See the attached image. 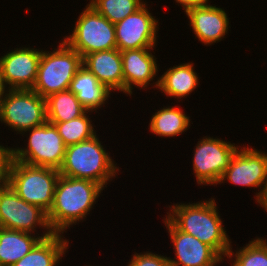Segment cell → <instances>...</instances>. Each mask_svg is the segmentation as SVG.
Returning a JSON list of instances; mask_svg holds the SVG:
<instances>
[{
	"label": "cell",
	"instance_id": "1",
	"mask_svg": "<svg viewBox=\"0 0 267 266\" xmlns=\"http://www.w3.org/2000/svg\"><path fill=\"white\" fill-rule=\"evenodd\" d=\"M214 198L197 203H176L169 206L167 217L180 231L211 246L223 259L232 246L223 227Z\"/></svg>",
	"mask_w": 267,
	"mask_h": 266
},
{
	"label": "cell",
	"instance_id": "2",
	"mask_svg": "<svg viewBox=\"0 0 267 266\" xmlns=\"http://www.w3.org/2000/svg\"><path fill=\"white\" fill-rule=\"evenodd\" d=\"M103 190L104 188L94 181L60 175L52 207L47 213L51 230L64 234L72 225L84 221Z\"/></svg>",
	"mask_w": 267,
	"mask_h": 266
},
{
	"label": "cell",
	"instance_id": "3",
	"mask_svg": "<svg viewBox=\"0 0 267 266\" xmlns=\"http://www.w3.org/2000/svg\"><path fill=\"white\" fill-rule=\"evenodd\" d=\"M101 144L96 134L91 139L67 146L60 175L91 180L107 188L117 176L119 166Z\"/></svg>",
	"mask_w": 267,
	"mask_h": 266
},
{
	"label": "cell",
	"instance_id": "4",
	"mask_svg": "<svg viewBox=\"0 0 267 266\" xmlns=\"http://www.w3.org/2000/svg\"><path fill=\"white\" fill-rule=\"evenodd\" d=\"M59 176L57 169L27 165L10 157L6 182L24 201L48 213Z\"/></svg>",
	"mask_w": 267,
	"mask_h": 266
},
{
	"label": "cell",
	"instance_id": "5",
	"mask_svg": "<svg viewBox=\"0 0 267 266\" xmlns=\"http://www.w3.org/2000/svg\"><path fill=\"white\" fill-rule=\"evenodd\" d=\"M83 57L64 40L53 51L41 49L36 82L32 88L42 98L69 89Z\"/></svg>",
	"mask_w": 267,
	"mask_h": 266
},
{
	"label": "cell",
	"instance_id": "6",
	"mask_svg": "<svg viewBox=\"0 0 267 266\" xmlns=\"http://www.w3.org/2000/svg\"><path fill=\"white\" fill-rule=\"evenodd\" d=\"M29 134H28V133ZM25 133H27L25 135ZM29 135L27 147L10 148L11 158L31 166L49 167L59 170L63 164L66 145L55 125L48 121L26 130Z\"/></svg>",
	"mask_w": 267,
	"mask_h": 266
},
{
	"label": "cell",
	"instance_id": "7",
	"mask_svg": "<svg viewBox=\"0 0 267 266\" xmlns=\"http://www.w3.org/2000/svg\"><path fill=\"white\" fill-rule=\"evenodd\" d=\"M0 122L16 134L44 124L45 98L32 89H5L0 101Z\"/></svg>",
	"mask_w": 267,
	"mask_h": 266
},
{
	"label": "cell",
	"instance_id": "8",
	"mask_svg": "<svg viewBox=\"0 0 267 266\" xmlns=\"http://www.w3.org/2000/svg\"><path fill=\"white\" fill-rule=\"evenodd\" d=\"M75 27L63 40L83 58L90 53L117 48L115 25L87 4Z\"/></svg>",
	"mask_w": 267,
	"mask_h": 266
},
{
	"label": "cell",
	"instance_id": "9",
	"mask_svg": "<svg viewBox=\"0 0 267 266\" xmlns=\"http://www.w3.org/2000/svg\"><path fill=\"white\" fill-rule=\"evenodd\" d=\"M225 180L232 185L259 188L255 202L260 205L267 192V152L241 145L218 184H224Z\"/></svg>",
	"mask_w": 267,
	"mask_h": 266
},
{
	"label": "cell",
	"instance_id": "10",
	"mask_svg": "<svg viewBox=\"0 0 267 266\" xmlns=\"http://www.w3.org/2000/svg\"><path fill=\"white\" fill-rule=\"evenodd\" d=\"M195 147L192 166L198 186H215L240 146L217 137L205 136Z\"/></svg>",
	"mask_w": 267,
	"mask_h": 266
},
{
	"label": "cell",
	"instance_id": "11",
	"mask_svg": "<svg viewBox=\"0 0 267 266\" xmlns=\"http://www.w3.org/2000/svg\"><path fill=\"white\" fill-rule=\"evenodd\" d=\"M0 227L32 234L37 227L51 230L47 213L20 198L7 182L0 186Z\"/></svg>",
	"mask_w": 267,
	"mask_h": 266
},
{
	"label": "cell",
	"instance_id": "12",
	"mask_svg": "<svg viewBox=\"0 0 267 266\" xmlns=\"http://www.w3.org/2000/svg\"><path fill=\"white\" fill-rule=\"evenodd\" d=\"M145 3L124 20L115 23L117 49L121 51L154 48L158 42L159 24ZM158 29V30H157Z\"/></svg>",
	"mask_w": 267,
	"mask_h": 266
},
{
	"label": "cell",
	"instance_id": "13",
	"mask_svg": "<svg viewBox=\"0 0 267 266\" xmlns=\"http://www.w3.org/2000/svg\"><path fill=\"white\" fill-rule=\"evenodd\" d=\"M40 57L41 49L30 47L15 48L2 55L0 80L4 89H32L36 82Z\"/></svg>",
	"mask_w": 267,
	"mask_h": 266
},
{
	"label": "cell",
	"instance_id": "14",
	"mask_svg": "<svg viewBox=\"0 0 267 266\" xmlns=\"http://www.w3.org/2000/svg\"><path fill=\"white\" fill-rule=\"evenodd\" d=\"M174 247L175 258L170 266H218L223 258L198 238L180 231L167 217L163 219Z\"/></svg>",
	"mask_w": 267,
	"mask_h": 266
},
{
	"label": "cell",
	"instance_id": "15",
	"mask_svg": "<svg viewBox=\"0 0 267 266\" xmlns=\"http://www.w3.org/2000/svg\"><path fill=\"white\" fill-rule=\"evenodd\" d=\"M154 48H142L121 51L124 77V93L129 96L133 89H147L150 82L158 75L159 64L151 53ZM134 87V88H133Z\"/></svg>",
	"mask_w": 267,
	"mask_h": 266
},
{
	"label": "cell",
	"instance_id": "16",
	"mask_svg": "<svg viewBox=\"0 0 267 266\" xmlns=\"http://www.w3.org/2000/svg\"><path fill=\"white\" fill-rule=\"evenodd\" d=\"M209 3L185 12L195 37L205 46L220 42L231 28L226 11Z\"/></svg>",
	"mask_w": 267,
	"mask_h": 266
},
{
	"label": "cell",
	"instance_id": "17",
	"mask_svg": "<svg viewBox=\"0 0 267 266\" xmlns=\"http://www.w3.org/2000/svg\"><path fill=\"white\" fill-rule=\"evenodd\" d=\"M83 66L109 91L124 93L122 58L117 48L87 54L83 58Z\"/></svg>",
	"mask_w": 267,
	"mask_h": 266
},
{
	"label": "cell",
	"instance_id": "18",
	"mask_svg": "<svg viewBox=\"0 0 267 266\" xmlns=\"http://www.w3.org/2000/svg\"><path fill=\"white\" fill-rule=\"evenodd\" d=\"M193 62L170 67L159 76L152 86L159 89L167 97L183 99L190 95L199 85V79Z\"/></svg>",
	"mask_w": 267,
	"mask_h": 266
},
{
	"label": "cell",
	"instance_id": "19",
	"mask_svg": "<svg viewBox=\"0 0 267 266\" xmlns=\"http://www.w3.org/2000/svg\"><path fill=\"white\" fill-rule=\"evenodd\" d=\"M37 234L38 232L32 235L0 227V266H12L28 254L41 239L50 237L54 232L44 230L43 234Z\"/></svg>",
	"mask_w": 267,
	"mask_h": 266
},
{
	"label": "cell",
	"instance_id": "20",
	"mask_svg": "<svg viewBox=\"0 0 267 266\" xmlns=\"http://www.w3.org/2000/svg\"><path fill=\"white\" fill-rule=\"evenodd\" d=\"M69 90L76 95L87 111H95V113L103 105L105 106L106 100L112 93L85 66H82L75 74Z\"/></svg>",
	"mask_w": 267,
	"mask_h": 266
},
{
	"label": "cell",
	"instance_id": "21",
	"mask_svg": "<svg viewBox=\"0 0 267 266\" xmlns=\"http://www.w3.org/2000/svg\"><path fill=\"white\" fill-rule=\"evenodd\" d=\"M64 238V235L54 233L41 239L28 254L12 266H57L69 249V241Z\"/></svg>",
	"mask_w": 267,
	"mask_h": 266
},
{
	"label": "cell",
	"instance_id": "22",
	"mask_svg": "<svg viewBox=\"0 0 267 266\" xmlns=\"http://www.w3.org/2000/svg\"><path fill=\"white\" fill-rule=\"evenodd\" d=\"M177 106L163 107L153 113L149 123L152 134L161 138L179 136L191 126L190 117Z\"/></svg>",
	"mask_w": 267,
	"mask_h": 266
},
{
	"label": "cell",
	"instance_id": "23",
	"mask_svg": "<svg viewBox=\"0 0 267 266\" xmlns=\"http://www.w3.org/2000/svg\"><path fill=\"white\" fill-rule=\"evenodd\" d=\"M45 100L48 122H67L87 111L69 89L54 93Z\"/></svg>",
	"mask_w": 267,
	"mask_h": 266
},
{
	"label": "cell",
	"instance_id": "24",
	"mask_svg": "<svg viewBox=\"0 0 267 266\" xmlns=\"http://www.w3.org/2000/svg\"><path fill=\"white\" fill-rule=\"evenodd\" d=\"M92 111H86L83 115L78 118L72 119L67 122H49L55 125L59 135L62 137L63 142L66 146L77 144L88 139H91L96 132L92 124L89 115Z\"/></svg>",
	"mask_w": 267,
	"mask_h": 266
},
{
	"label": "cell",
	"instance_id": "25",
	"mask_svg": "<svg viewBox=\"0 0 267 266\" xmlns=\"http://www.w3.org/2000/svg\"><path fill=\"white\" fill-rule=\"evenodd\" d=\"M226 258L233 259L231 266H267V240L262 237L252 239L235 253L231 247Z\"/></svg>",
	"mask_w": 267,
	"mask_h": 266
},
{
	"label": "cell",
	"instance_id": "26",
	"mask_svg": "<svg viewBox=\"0 0 267 266\" xmlns=\"http://www.w3.org/2000/svg\"><path fill=\"white\" fill-rule=\"evenodd\" d=\"M145 3L146 0H90L88 4L115 24L136 12Z\"/></svg>",
	"mask_w": 267,
	"mask_h": 266
},
{
	"label": "cell",
	"instance_id": "27",
	"mask_svg": "<svg viewBox=\"0 0 267 266\" xmlns=\"http://www.w3.org/2000/svg\"><path fill=\"white\" fill-rule=\"evenodd\" d=\"M127 266H170L168 257L151 251L134 253Z\"/></svg>",
	"mask_w": 267,
	"mask_h": 266
},
{
	"label": "cell",
	"instance_id": "28",
	"mask_svg": "<svg viewBox=\"0 0 267 266\" xmlns=\"http://www.w3.org/2000/svg\"><path fill=\"white\" fill-rule=\"evenodd\" d=\"M0 144V186L6 183L7 165L11 157L10 147Z\"/></svg>",
	"mask_w": 267,
	"mask_h": 266
},
{
	"label": "cell",
	"instance_id": "29",
	"mask_svg": "<svg viewBox=\"0 0 267 266\" xmlns=\"http://www.w3.org/2000/svg\"><path fill=\"white\" fill-rule=\"evenodd\" d=\"M175 1L183 6L184 12H186L190 8L200 7L210 2V0H175Z\"/></svg>",
	"mask_w": 267,
	"mask_h": 266
},
{
	"label": "cell",
	"instance_id": "30",
	"mask_svg": "<svg viewBox=\"0 0 267 266\" xmlns=\"http://www.w3.org/2000/svg\"><path fill=\"white\" fill-rule=\"evenodd\" d=\"M260 206L263 207L264 210L267 212V192L265 194L263 201L260 203Z\"/></svg>",
	"mask_w": 267,
	"mask_h": 266
},
{
	"label": "cell",
	"instance_id": "31",
	"mask_svg": "<svg viewBox=\"0 0 267 266\" xmlns=\"http://www.w3.org/2000/svg\"><path fill=\"white\" fill-rule=\"evenodd\" d=\"M4 90H5V89H4L3 85L0 84V101H1L2 94H3Z\"/></svg>",
	"mask_w": 267,
	"mask_h": 266
}]
</instances>
